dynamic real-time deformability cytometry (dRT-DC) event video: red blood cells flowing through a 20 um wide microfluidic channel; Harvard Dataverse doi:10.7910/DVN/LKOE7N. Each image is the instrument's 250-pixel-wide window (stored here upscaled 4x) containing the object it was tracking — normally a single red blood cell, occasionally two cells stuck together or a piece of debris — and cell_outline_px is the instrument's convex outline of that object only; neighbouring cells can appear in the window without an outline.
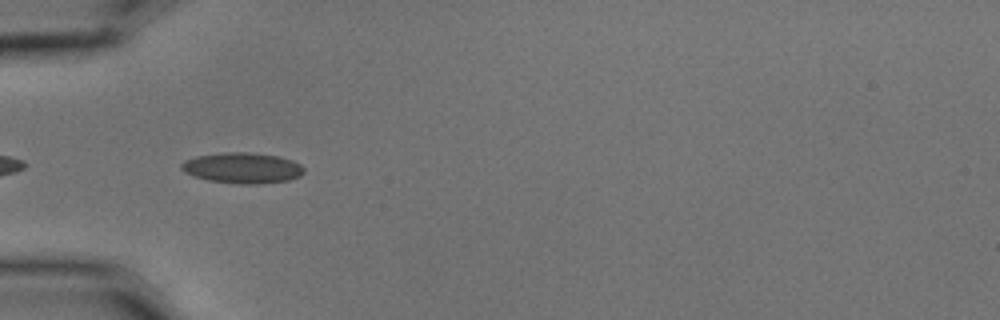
{"species": "common noctule bat (a hibernating species)", "species_latin": "Nyctalus noctula", "temperature_condition": "cold", "stored_images_in_passage": 5, "camera_frame_rate_fps": 3000, "um_per_image_px": 0.085, "animal": {"sex": "male", "body_mass_g": 15.6}, "frame": {"image": 1, "passage_image": 4, "time_ms": 1.0, "image_size_px": [1000, 320], "cell_outline_px": [[304, 172], [300, 176], [288, 180], [256, 184], [236, 184], [208, 180], [184, 172], [180, 168], [180, 164], [184, 160], [196, 156], [224, 152], [244, 152], [280, 156], [292, 160], [300, 164], [304, 168]], "centroid_in_image_um": [20.6, 14.27], "position_along_channel_um": 64.4, "area_um2": 21.96}}